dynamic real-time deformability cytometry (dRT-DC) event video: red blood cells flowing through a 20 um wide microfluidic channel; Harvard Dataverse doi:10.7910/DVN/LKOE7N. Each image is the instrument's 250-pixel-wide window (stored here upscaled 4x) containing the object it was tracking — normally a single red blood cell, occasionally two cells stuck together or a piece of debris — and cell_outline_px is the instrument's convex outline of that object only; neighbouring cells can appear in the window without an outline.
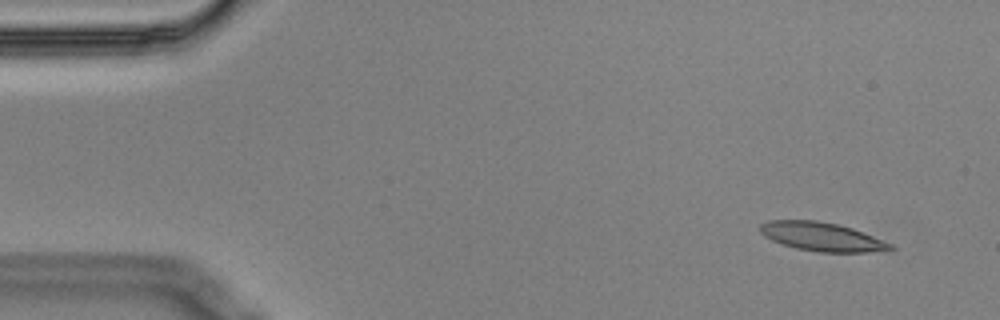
{"species": "Egyptian fruit bat (a non-hibernating species)", "species_latin": "Rousettus aegyptiacus", "temperature_condition": "cold", "stored_images_in_passage": 14, "camera_frame_rate_fps": 3000, "um_per_image_px": 0.085, "animal": {"sex": "male"}, "frame": {"image": 1, "passage_image": 1, "time_ms": 0.0, "image_size_px": [1000, 320], "cell_outline_px": [[896, 248], [868, 252], [820, 252], [796, 248], [780, 244], [764, 236], [760, 232], [760, 224], [768, 220], [816, 220], [836, 224], [852, 228], [892, 244]], "centroid_in_image_um": [69.8, 20.11], "position_along_channel_um": 15.2, "area_um2": 21.62}}
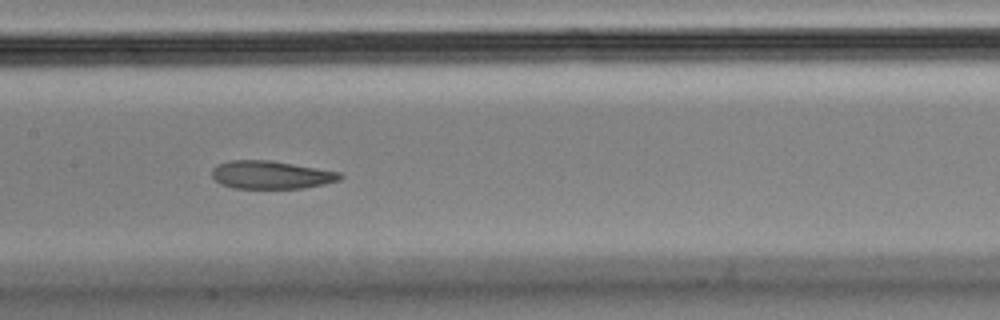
{"frame": {"image": 2, "passage_image": 7, "time_ms": 2.0, "image_size_px": [1000, 320], "cell_outline_px": [[344, 176], [340, 180], [324, 184], [304, 188], [232, 188], [220, 184], [212, 176], [212, 168], [216, 164], [228, 160], [268, 160], [340, 172]], "centroid_in_image_um": [23.01, 14.86], "position_along_channel_um": 184.4, "area_um2": 20.92}}
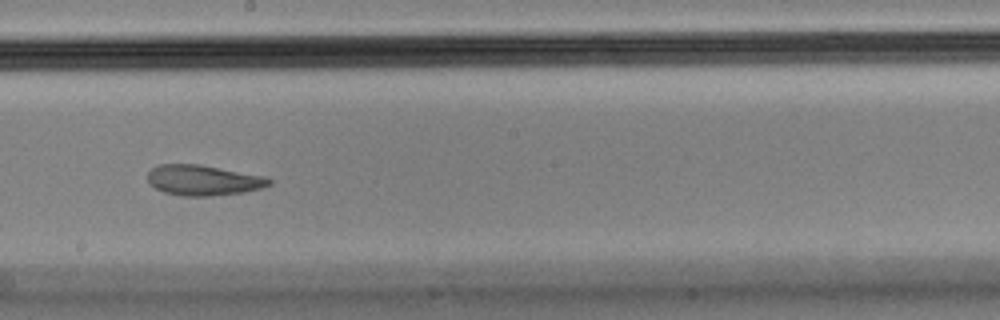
{"frame": {"image": 3, "passage_image": 8, "time_ms": 2.333, "image_size_px": [1000, 320], "cell_outline_px": [[272, 184], [260, 188], [244, 192], [212, 196], [180, 196], [164, 192], [148, 184], [148, 172], [152, 168], [160, 164], [200, 164], [264, 176], [272, 180]], "centroid_in_image_um": [17.26, 15.32], "position_along_channel_um": 230.9, "area_um2": 21.62}}